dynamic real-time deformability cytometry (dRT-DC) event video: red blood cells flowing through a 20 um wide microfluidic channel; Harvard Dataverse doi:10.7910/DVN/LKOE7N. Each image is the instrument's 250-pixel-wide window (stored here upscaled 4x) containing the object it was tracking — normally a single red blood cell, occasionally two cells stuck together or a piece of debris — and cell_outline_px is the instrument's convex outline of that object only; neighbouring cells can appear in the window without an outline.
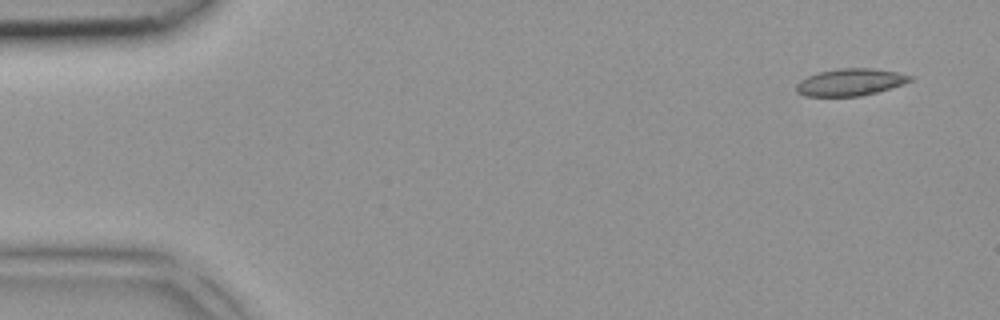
{"species": "common noctule bat (a hibernating species)", "species_latin": "Nyctalus noctula", "temperature_condition": "room temperature", "stored_images_in_passage": 4, "camera_frame_rate_fps": 3000, "um_per_image_px": 0.085, "animal": {"sex": "female", "body_mass_g": 18.4}, "frame": {"image": 1, "passage_image": 1, "time_ms": 0.0, "image_size_px": [1000, 320], "cell_outline_px": [[912, 80], [904, 84], [876, 92], [860, 96], [804, 96], [796, 92], [796, 84], [800, 80], [808, 76], [820, 72], [840, 68], [872, 68], [896, 72], [912, 76]], "centroid_in_image_um": [72.26, 6.99], "position_along_channel_um": 12.7, "area_um2": 17.86}}
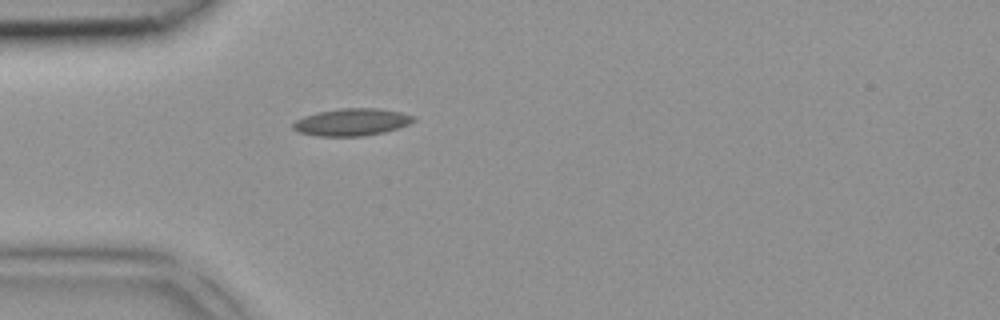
{"frame": {"image": 2, "passage_image": 4, "time_ms": 1.0, "image_size_px": [1000, 320], "cell_outline_px": [[416, 120], [408, 124], [384, 132], [364, 136], [316, 136], [296, 132], [292, 128], [292, 124], [296, 120], [304, 116], [316, 112], [344, 108], [376, 108], [400, 112], [416, 116]], "centroid_in_image_um": [29.87, 10.38], "position_along_channel_um": 55.1, "area_um2": 19.19}}